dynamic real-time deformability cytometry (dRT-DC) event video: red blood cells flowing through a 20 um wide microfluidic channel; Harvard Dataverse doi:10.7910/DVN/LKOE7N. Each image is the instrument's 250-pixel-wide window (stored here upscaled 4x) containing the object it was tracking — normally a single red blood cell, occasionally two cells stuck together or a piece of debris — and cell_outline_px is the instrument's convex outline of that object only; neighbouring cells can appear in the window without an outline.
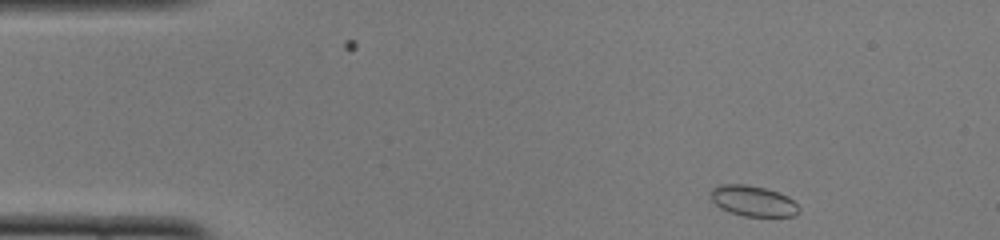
{"species": "common noctule bat (a hibernating species)", "species_latin": "Nyctalus noctula", "temperature_condition": "cold", "stored_images_in_passage": 46, "camera_frame_rate_fps": 3000, "um_per_image_px": 0.085, "animal": {"sex": "female", "body_mass_g": 22.0, "forearm_length_mm": 56.7}, "frame": {"image": 1, "passage_image": 1, "time_ms": 0.0, "image_size_px": [1000, 240], "cell_outline_px": [[800, 212], [796, 216], [744, 216], [720, 208], [712, 200], [712, 188], [720, 184], [744, 184], [764, 188], [788, 196], [800, 208]], "centroid_in_image_um": [64.03, 17.09], "position_along_channel_um": 21.0, "area_um2": 15.55}}
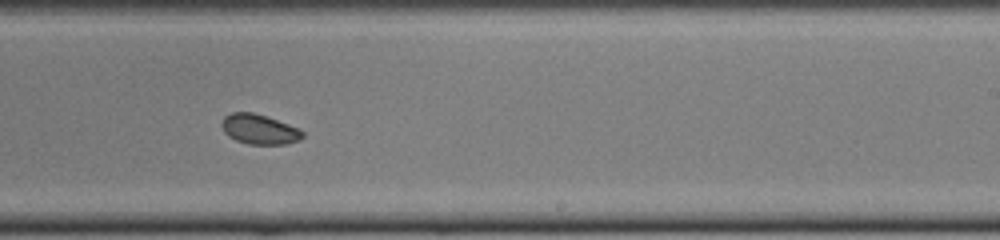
{"frame": {"image": 2, "passage_image": 26, "time_ms": 8.333, "image_size_px": [1000, 240], "cell_outline_px": [[304, 136], [300, 140], [288, 144], [248, 144], [236, 140], [228, 136], [224, 132], [220, 124], [224, 116], [232, 112], [252, 112], [268, 116], [300, 128], [304, 132]], "centroid_in_image_um": [22.06, 10.98], "position_along_channel_um": 266.9, "area_um2": 14.39}}
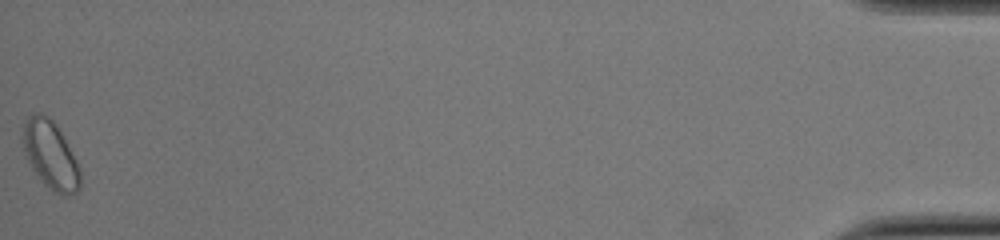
{"frame": {"image": 3, "passage_image": 46, "time_ms": 15.0, "image_size_px": [1000, 240], "cell_outline_px": [[80, 188], [76, 192], [64, 196], [60, 196], [52, 192], [44, 184], [32, 168], [24, 156], [20, 140], [20, 136], [24, 120], [32, 112], [40, 112], [48, 116], [56, 124], [80, 168]], "centroid_in_image_um": [4.23, 13.15], "position_along_channel_um": 431.0, "area_um2": 23.24}, "authors_computed_cell_mechanics": {"area_um2": 14.8546, "velocity_mm_per_s": 3.9083, "shape_relaxation_time_tau1_ms": null, "shape_relaxation_time_tau2_ms": 3.7006, "deformation_change_tau1": null, "deformation_change_tau2": 0.0462}}